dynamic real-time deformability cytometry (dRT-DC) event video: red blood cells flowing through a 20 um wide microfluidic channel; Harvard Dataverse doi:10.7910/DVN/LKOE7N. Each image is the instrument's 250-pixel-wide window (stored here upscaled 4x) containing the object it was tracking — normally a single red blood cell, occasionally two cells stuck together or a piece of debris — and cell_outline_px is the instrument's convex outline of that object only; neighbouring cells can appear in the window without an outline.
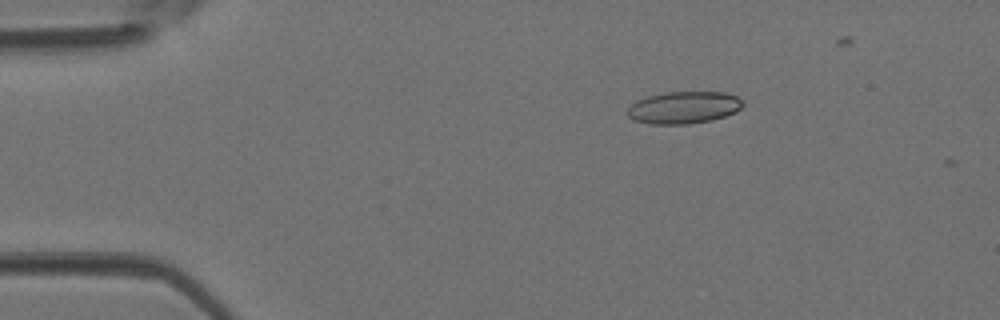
{"species": "Egyptian fruit bat (a non-hibernating species)", "species_latin": "Rousettus aegyptiacus", "temperature_condition": "room temperature", "stored_images_in_passage": 9, "camera_frame_rate_fps": 3000, "um_per_image_px": 0.085, "animal": {"sex": "female"}, "frame": {"image": 1, "passage_image": 8, "time_ms": 2.333, "image_size_px": [1000, 320], "cell_outline_px": [[744, 104], [736, 112], [712, 120], [688, 124], [652, 124], [636, 120], [628, 116], [624, 112], [636, 100], [648, 96], [668, 92], [724, 92], [736, 96], [744, 100]], "centroid_in_image_um": [58.13, 9.14], "position_along_channel_um": 26.9, "area_um2": 21.68}}